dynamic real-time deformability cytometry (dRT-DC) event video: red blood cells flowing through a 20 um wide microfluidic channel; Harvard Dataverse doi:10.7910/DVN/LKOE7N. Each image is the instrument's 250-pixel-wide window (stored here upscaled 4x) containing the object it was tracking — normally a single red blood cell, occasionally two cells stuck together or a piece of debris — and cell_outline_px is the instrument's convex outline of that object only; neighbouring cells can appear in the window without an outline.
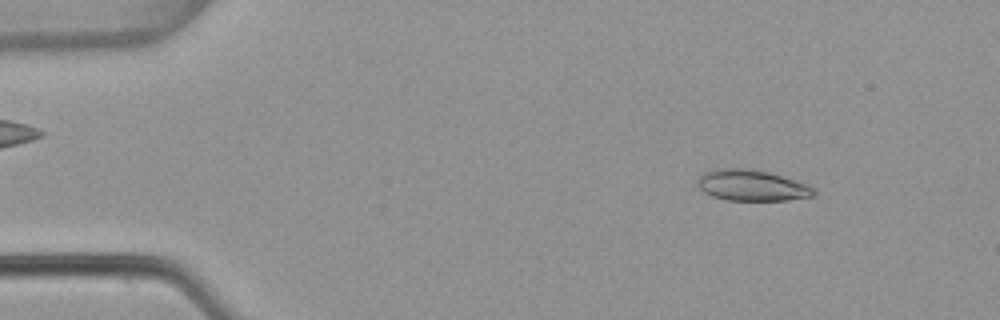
{"species": "common noctule bat (a hibernating species)", "species_latin": "Nyctalus noctula", "temperature_condition": "warm", "stored_images_in_passage": 52, "camera_frame_rate_fps": 3000, "um_per_image_px": 0.085, "animal": {"sex": "female", "body_mass_g": 22.7, "forearm_length_mm": 54.2}, "frame": {"image": 1, "passage_image": 6, "time_ms": 1.667, "image_size_px": [1000, 320], "cell_outline_px": [[816, 192], [812, 196], [788, 200], [728, 200], [712, 196], [704, 192], [696, 184], [696, 180], [704, 172], [716, 168], [748, 168], [768, 172], [808, 184], [816, 188]], "centroid_in_image_um": [63.89, 15.75], "position_along_channel_um": 21.1, "area_um2": 21.1}}
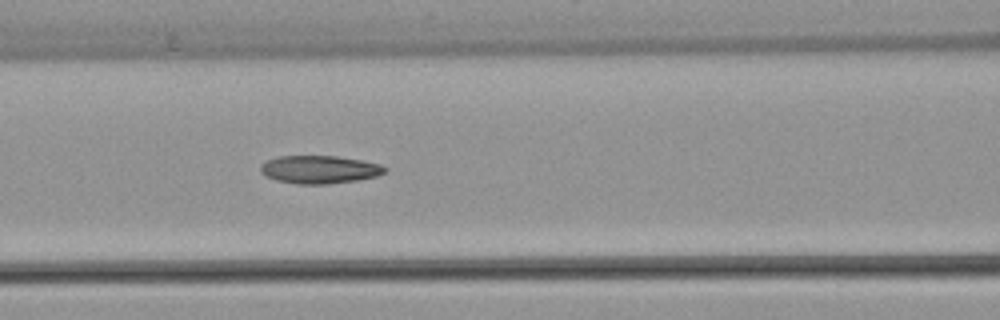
{"frame": {"image": 2, "passage_image": 22, "time_ms": 7.0, "image_size_px": [1000, 320], "cell_outline_px": [[388, 168], [384, 172], [376, 176], [360, 180], [328, 184], [296, 184], [276, 180], [260, 172], [260, 164], [276, 156], [336, 156], [360, 160], [380, 164]], "centroid_in_image_um": [27.15, 14.41], "position_along_channel_um": 139.5, "area_um2": 20.29}}
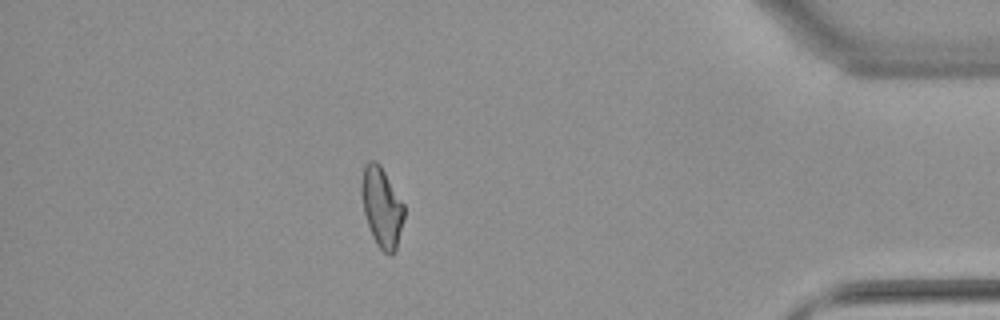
{"frame": {"image": 3, "passage_image": 46, "time_ms": 15.0, "image_size_px": [1000, 320], "cell_outline_px": [[404, 216], [396, 248], [392, 256], [388, 256], [376, 244], [372, 236], [364, 212], [360, 192], [360, 184], [364, 164], [368, 160], [376, 160], [380, 164], [404, 204]], "centroid_in_image_um": [32.42, 17.58], "position_along_channel_um": 402.8, "area_um2": 19.94}, "authors_computed_cell_mechanics": {"area_um2": 20.4034, "velocity_mm_per_s": 3.8415, "shape_relaxation_time_tau1_ms": null, "shape_relaxation_time_tau2_ms": 3.2387, "deformation_change_tau1": null, "deformation_change_tau2": 0.1029}}